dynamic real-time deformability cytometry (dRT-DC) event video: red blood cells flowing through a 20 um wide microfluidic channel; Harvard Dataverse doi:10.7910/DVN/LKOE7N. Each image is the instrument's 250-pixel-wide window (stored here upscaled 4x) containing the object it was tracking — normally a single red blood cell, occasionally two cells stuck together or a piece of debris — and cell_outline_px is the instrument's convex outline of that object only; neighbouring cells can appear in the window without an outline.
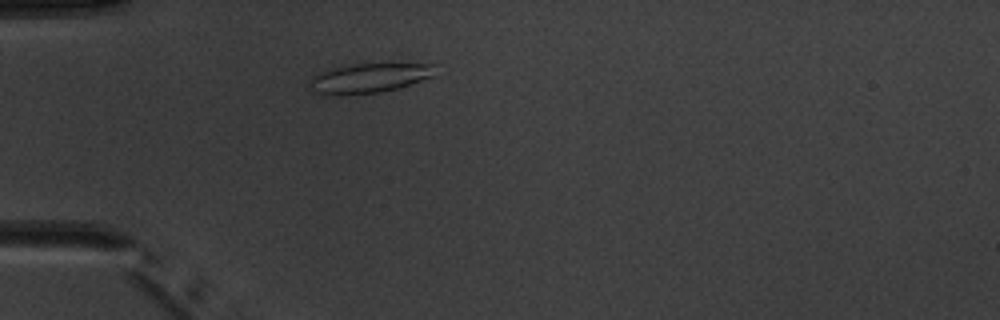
{"species": "common noctule bat (a hibernating species)", "species_latin": "Nyctalus noctula", "temperature_condition": "warm", "stored_images_in_passage": 1, "camera_frame_rate_fps": 3000, "um_per_image_px": 0.085, "animal": {"sex": "male", "body_mass_g": 20.1, "forearm_length_mm": 53.5}, "frame": {"image": 1, "passage_image": 1, "time_ms": 0.0, "image_size_px": [1000, 320], "cell_outline_px": [[436, 76], [396, 88], [380, 92], [340, 96], [328, 96], [312, 92], [312, 76], [336, 68], [356, 64], [436, 64]], "centroid_in_image_um": [31.42, 6.66], "position_along_channel_um": 53.6, "area_um2": 21.44}}